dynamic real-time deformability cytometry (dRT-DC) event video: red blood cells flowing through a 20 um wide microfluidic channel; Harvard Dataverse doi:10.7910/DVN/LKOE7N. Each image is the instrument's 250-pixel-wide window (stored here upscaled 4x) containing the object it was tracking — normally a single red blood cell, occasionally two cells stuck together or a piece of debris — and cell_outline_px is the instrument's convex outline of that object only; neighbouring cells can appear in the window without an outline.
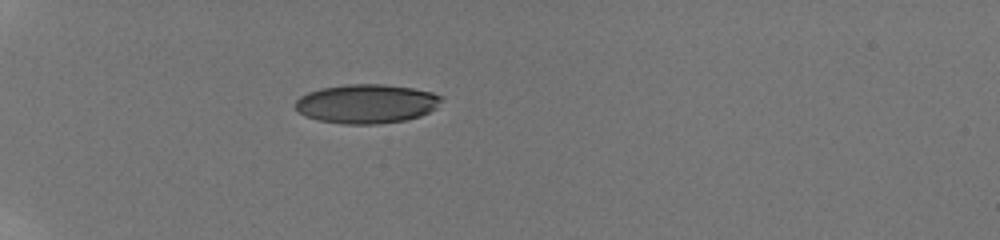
{"species": "human", "species_latin": "Homo sapiens", "temperature_condition": "room temperature", "stored_images_in_passage": 41, "camera_frame_rate_fps": 3000, "um_per_image_px": 0.085, "donor": {"sex": "male"}, "frame": {"image": 1, "passage_image": 1, "time_ms": 0.0, "image_size_px": [1000, 240], "cell_outline_px": [[444, 96], [436, 108], [420, 116], [404, 120], [376, 124], [344, 124], [316, 120], [304, 116], [296, 108], [296, 100], [300, 96], [308, 92], [320, 88], [344, 84], [384, 84], [412, 88], [432, 92]], "centroid_in_image_um": [31.15, 8.81], "position_along_channel_um": 53.9, "area_um2": 33.41}}
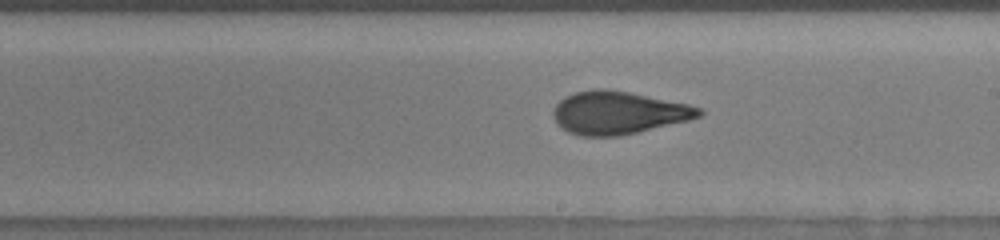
{"frame": {"image": 2, "passage_image": 17, "time_ms": 5.667, "image_size_px": [1000, 240], "cell_outline_px": [[704, 112], [700, 116], [688, 120], [620, 136], [580, 136], [568, 132], [556, 124], [552, 116], [552, 112], [556, 104], [560, 100], [576, 92], [592, 88], [604, 88], [628, 92], [688, 104], [700, 108]], "centroid_in_image_um": [52.51, 9.58], "position_along_channel_um": 236.5, "area_um2": 36.24}}
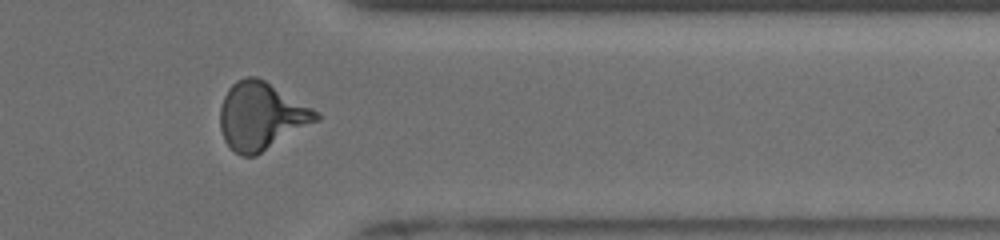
{"frame": {"image": 3, "passage_image": 31, "time_ms": 9.667, "image_size_px": [1000, 240], "cell_outline_px": [[320, 120], [256, 156], [240, 156], [224, 140], [220, 128], [220, 108], [224, 96], [228, 88], [236, 80], [248, 76], [256, 76], [264, 80], [312, 108], [320, 116]], "centroid_in_image_um": [22.19, 9.88], "position_along_channel_um": 389.2, "area_um2": 37.63}, "authors_computed_cell_mechanics": {"area_um2": 35.7782, "velocity_mm_per_s": 3.8817, "shape_relaxation_time_tau1_ms": 6.4654, "shape_relaxation_time_tau2_ms": 0.9967, "deformation_change_tau1": 0.2267, "deformation_change_tau2": 0.0747}}